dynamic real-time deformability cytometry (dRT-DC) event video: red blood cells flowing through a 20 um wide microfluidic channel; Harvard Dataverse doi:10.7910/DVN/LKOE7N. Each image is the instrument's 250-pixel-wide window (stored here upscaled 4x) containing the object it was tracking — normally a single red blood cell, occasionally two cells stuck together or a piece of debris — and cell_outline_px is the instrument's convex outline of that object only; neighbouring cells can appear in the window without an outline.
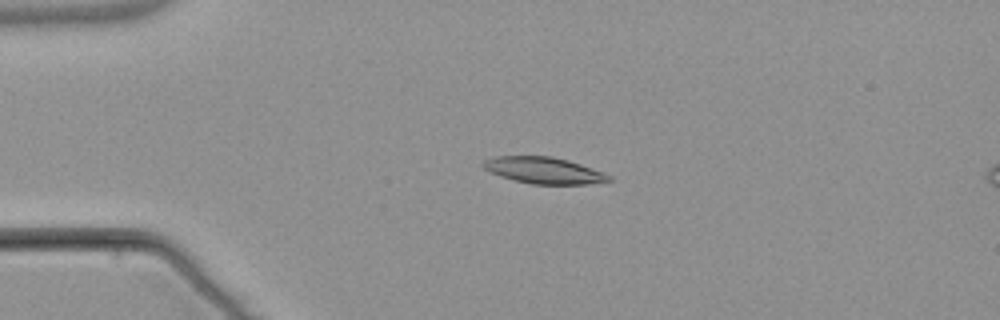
{"species": "common noctule bat (a hibernating species)", "species_latin": "Nyctalus noctula", "temperature_condition": "warm", "stored_images_in_passage": 5, "camera_frame_rate_fps": 3000, "um_per_image_px": 0.085, "animal": {"sex": "male", "body_mass_g": 21.5, "forearm_length_mm": 52.0}, "frame": {"image": 1, "passage_image": 3, "time_ms": 2.667, "image_size_px": [1000, 320], "cell_outline_px": [[612, 180], [588, 184], [532, 184], [512, 180], [500, 176], [484, 168], [480, 164], [484, 160], [492, 156], [552, 156], [568, 160], [580, 164], [612, 176]], "centroid_in_image_um": [46.18, 14.48], "position_along_channel_um": 38.8, "area_um2": 19.36}}